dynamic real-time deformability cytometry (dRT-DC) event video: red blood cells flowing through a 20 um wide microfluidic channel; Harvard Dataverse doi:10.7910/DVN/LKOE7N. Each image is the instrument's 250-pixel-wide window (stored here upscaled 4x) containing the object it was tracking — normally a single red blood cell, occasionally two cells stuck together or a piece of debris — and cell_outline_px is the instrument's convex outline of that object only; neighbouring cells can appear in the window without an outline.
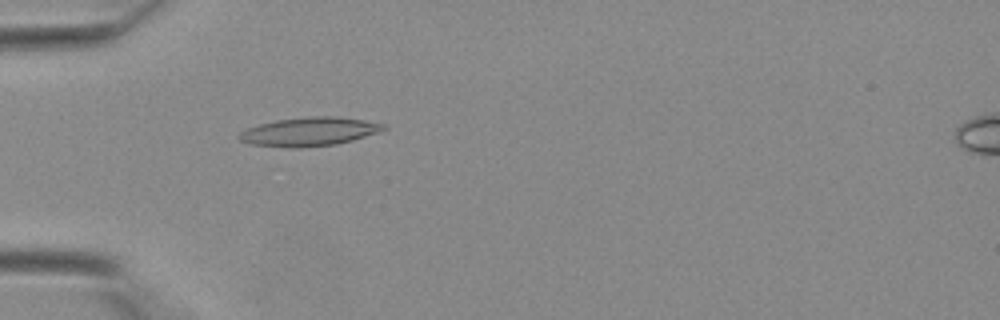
{"species": "Egyptian fruit bat (a non-hibernating species)", "species_latin": "Rousettus aegyptiacus", "temperature_condition": "warm", "stored_images_in_passage": 42, "camera_frame_rate_fps": 3000, "um_per_image_px": 0.085, "animal": {"sex": "female"}, "frame": {"image": 1, "passage_image": 14, "time_ms": 4.333, "image_size_px": [1000, 320], "cell_outline_px": [[388, 128], [380, 132], [352, 140], [336, 144], [300, 148], [248, 144], [240, 140], [236, 136], [240, 132], [248, 128], [260, 124], [276, 120], [312, 116], [336, 116], [364, 120], [388, 124]], "centroid_in_image_um": [26.32, 11.19], "position_along_channel_um": 58.7, "area_um2": 24.22}}
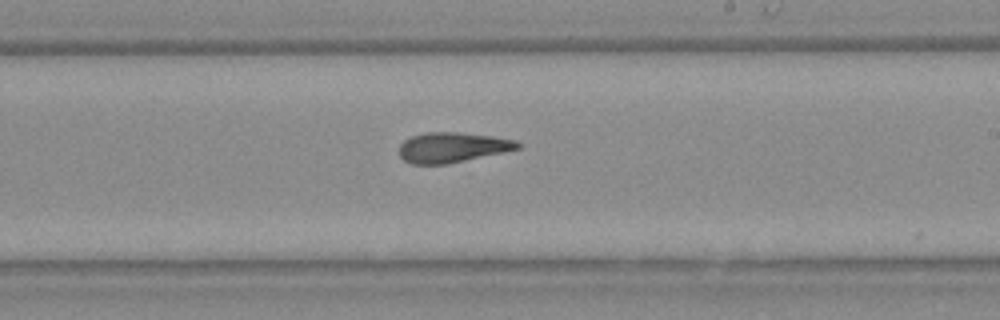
{"frame": {"image": 2, "passage_image": 26, "time_ms": 8.333, "image_size_px": [1000, 320], "cell_outline_px": [[520, 148], [504, 152], [448, 164], [412, 164], [404, 160], [400, 156], [400, 144], [404, 140], [412, 136], [428, 132], [456, 132], [492, 136], [512, 140], [520, 144]], "centroid_in_image_um": [38.42, 12.53], "position_along_channel_um": 250.6, "area_um2": 20.58}}
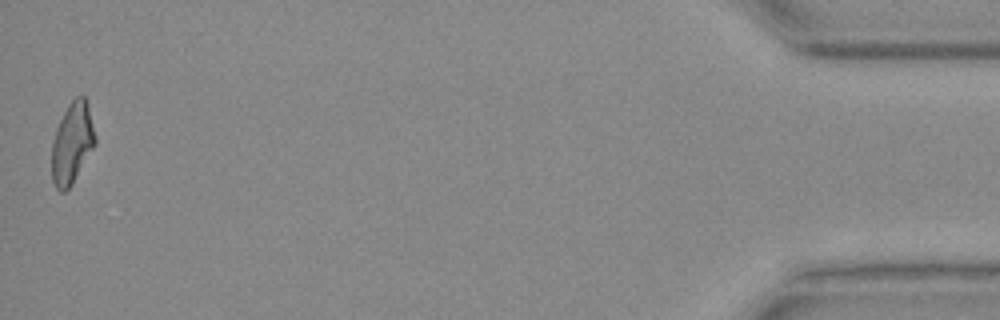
{"frame": {"image": 3, "passage_image": 42, "time_ms": 13.667, "image_size_px": [1000, 320], "cell_outline_px": [[96, 144], [72, 184], [64, 192], [60, 192], [56, 188], [52, 180], [52, 140], [56, 128], [68, 104], [76, 96], [84, 96], [88, 104], [96, 136]], "centroid_in_image_um": [6.13, 12.17], "position_along_channel_um": 429.1, "area_um2": 20.58}}